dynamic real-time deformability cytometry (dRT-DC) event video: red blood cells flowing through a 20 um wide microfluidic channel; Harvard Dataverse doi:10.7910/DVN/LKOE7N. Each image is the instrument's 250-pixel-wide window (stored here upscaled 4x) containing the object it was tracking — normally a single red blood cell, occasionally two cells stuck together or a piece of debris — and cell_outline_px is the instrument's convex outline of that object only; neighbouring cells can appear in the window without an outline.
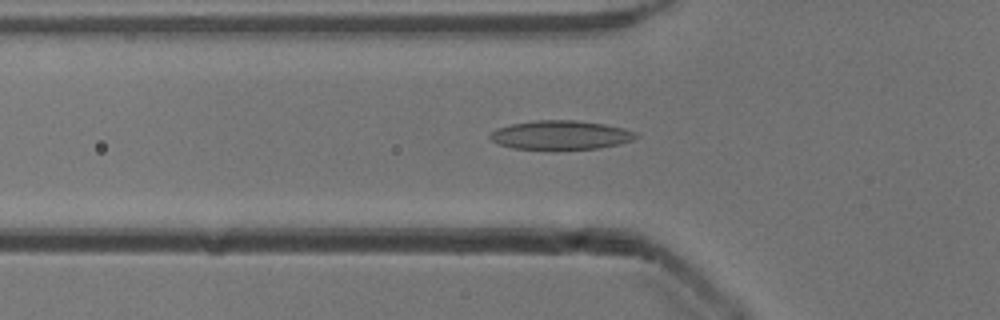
{"species": "common noctule bat (a hibernating species)", "species_latin": "Nyctalus noctula", "temperature_condition": "cold", "stored_images_in_passage": 45, "camera_frame_rate_fps": 3000, "um_per_image_px": 0.085, "animal": {"sex": "male", "body_mass_g": 13.3}, "frame": {"image": 1, "passage_image": 15, "time_ms": 4.667, "image_size_px": [1000, 320], "cell_outline_px": [[640, 136], [632, 140], [616, 144], [596, 148], [552, 152], [512, 148], [500, 144], [492, 140], [488, 136], [496, 128], [512, 124], [536, 120], [576, 120], [604, 124], [620, 128], [632, 132]], "centroid_in_image_um": [47.58, 11.52], "position_along_channel_um": 78.2, "area_um2": 25.09}}
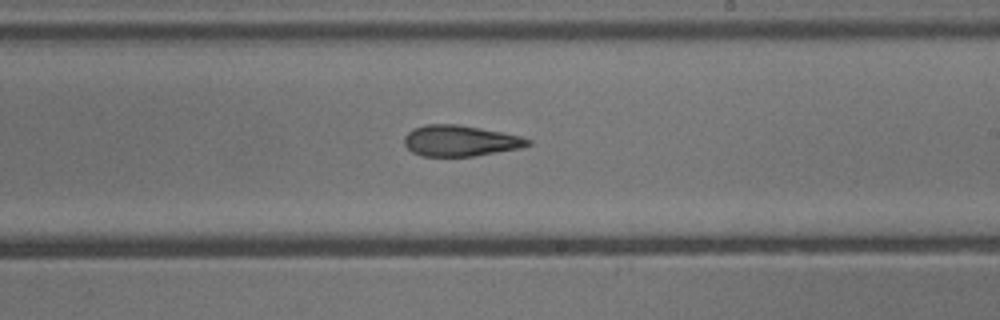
{"frame": {"image": 2, "passage_image": 28, "time_ms": 9.0, "image_size_px": [1000, 320], "cell_outline_px": [[532, 144], [524, 148], [472, 156], [424, 156], [412, 152], [404, 144], [404, 136], [412, 128], [424, 124], [460, 124], [504, 132], [520, 136], [532, 140]], "centroid_in_image_um": [39.15, 11.95], "position_along_channel_um": 249.9, "area_um2": 22.6}}
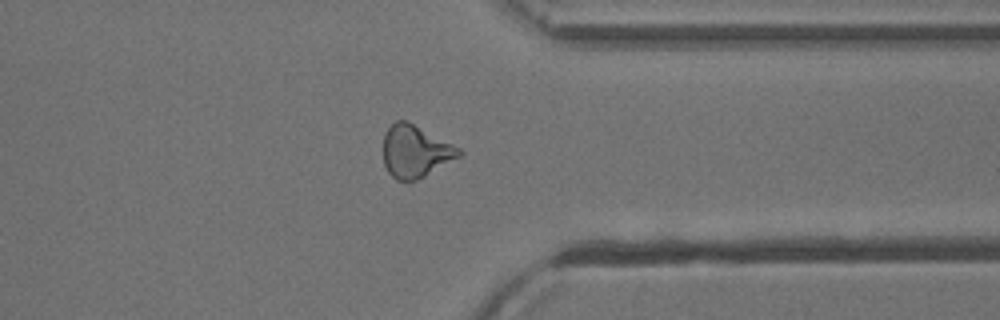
{"frame": {"image": 3, "passage_image": 38, "time_ms": 12.333, "image_size_px": [1000, 320], "cell_outline_px": [[464, 152], [460, 156], [424, 176], [416, 180], [396, 180], [388, 172], [384, 164], [384, 132], [396, 120], [408, 120], [460, 148]], "centroid_in_image_um": [35.3, 12.84], "position_along_channel_um": 376.1, "area_um2": 22.95}, "authors_computed_cell_mechanics": {"area_um2": 22.9466, "velocity_mm_per_s": 3.9367, "shape_relaxation_time_tau1_ms": null, "shape_relaxation_time_tau2_ms": 4.0483, "deformation_change_tau1": null, "deformation_change_tau2": 0.1387}}